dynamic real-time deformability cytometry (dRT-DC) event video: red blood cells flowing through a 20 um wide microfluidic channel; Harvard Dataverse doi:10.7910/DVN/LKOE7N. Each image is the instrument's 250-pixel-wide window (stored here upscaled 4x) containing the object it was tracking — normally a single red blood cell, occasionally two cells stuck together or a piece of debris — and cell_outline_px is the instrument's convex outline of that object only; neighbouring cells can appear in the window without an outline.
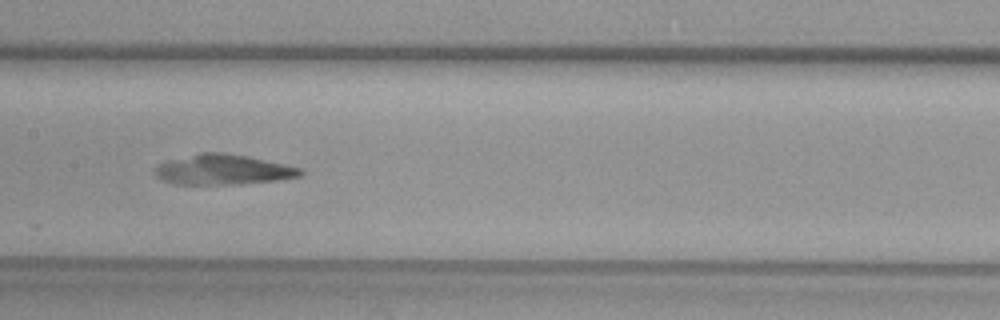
{"species": "common noctule bat (a hibernating species)", "species_latin": "Nyctalus noctula", "temperature_condition": "warm", "stored_images_in_passage": 46, "camera_frame_rate_fps": 3000, "um_per_image_px": 0.085, "animal": {"sex": "female", "body_mass_g": 29.2, "forearm_length_mm": 56.3}, "frame": {"image": 1, "passage_image": 21, "time_ms": 6.667, "image_size_px": [1000, 320], "cell_outline_px": [[304, 176], [276, 180], [240, 184], [172, 184], [156, 176], [156, 164], [168, 160], [200, 152], [224, 152], [248, 156], [304, 168]], "centroid_in_image_um": [19.0, 14.41], "position_along_channel_um": 188.4, "area_um2": 25.84}}
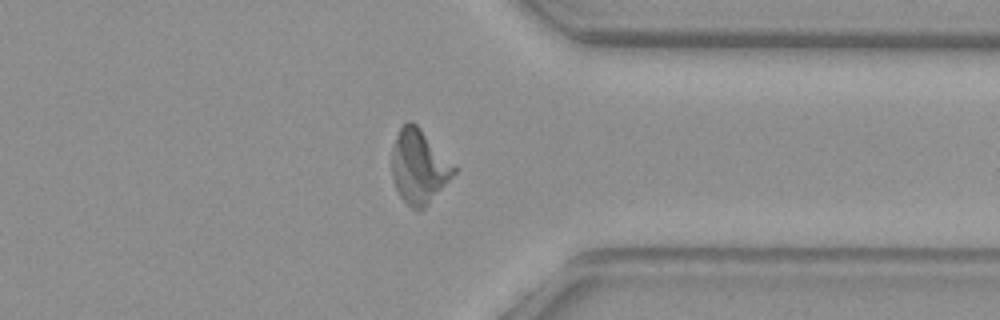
{"frame": {"image": 2, "passage_image": 35, "time_ms": 11.333, "image_size_px": [1000, 320], "cell_outline_px": [[460, 168], [424, 208], [420, 212], [412, 208], [400, 196], [392, 180], [392, 152], [396, 136], [400, 128], [408, 120], [412, 120]], "centroid_in_image_um": [35.64, 14.15], "position_along_channel_um": 375.8, "area_um2": 26.93}}
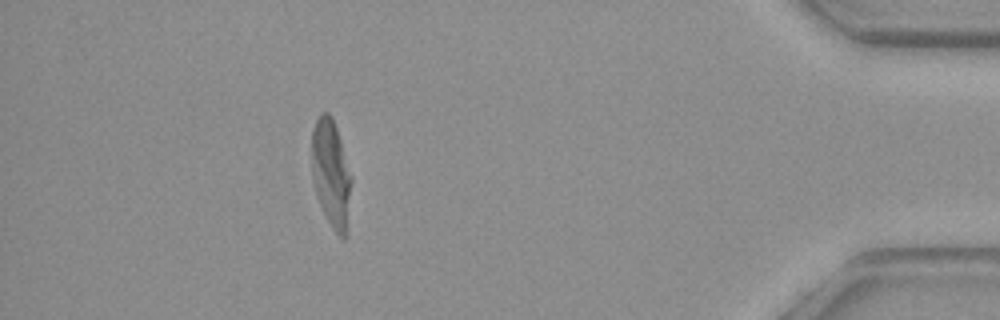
{"frame": {"image": 3, "passage_image": 41, "time_ms": 13.333, "image_size_px": [1000, 320], "cell_outline_px": [[352, 180], [344, 240], [332, 228], [316, 196], [312, 180], [312, 128], [320, 112], [328, 112], [332, 116], [352, 176]], "centroid_in_image_um": [28.12, 14.68], "position_along_channel_um": 407.1, "area_um2": 24.57}}